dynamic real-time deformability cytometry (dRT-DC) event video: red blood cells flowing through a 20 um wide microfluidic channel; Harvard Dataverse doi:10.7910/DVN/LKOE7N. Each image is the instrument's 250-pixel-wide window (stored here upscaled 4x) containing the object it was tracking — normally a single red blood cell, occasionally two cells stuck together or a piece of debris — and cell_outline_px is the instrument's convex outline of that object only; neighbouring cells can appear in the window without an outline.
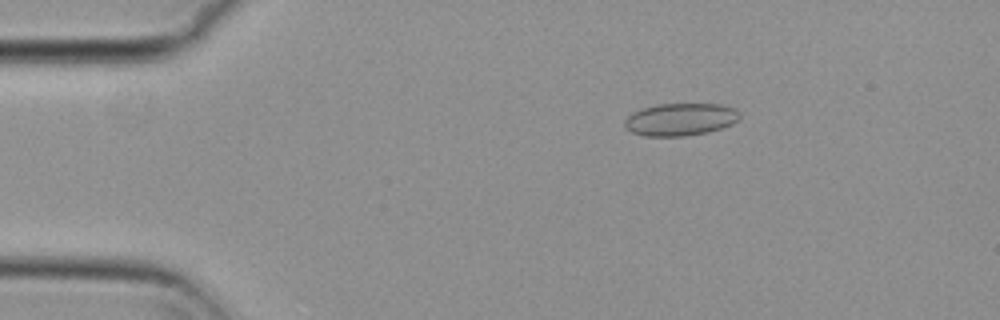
{"species": "common noctule bat (a hibernating species)", "species_latin": "Nyctalus noctula", "temperature_condition": "cold", "stored_images_in_passage": 51, "camera_frame_rate_fps": 3000, "um_per_image_px": 0.085, "animal": {"sex": "female", "body_mass_g": 29.2, "forearm_length_mm": 56.3}, "frame": {"image": 1, "passage_image": 5, "time_ms": 1.333, "image_size_px": [1000, 320], "cell_outline_px": [[740, 116], [732, 124], [708, 132], [684, 136], [644, 136], [632, 132], [624, 128], [624, 120], [632, 112], [640, 108], [656, 104], [720, 104], [736, 108], [740, 112]], "centroid_in_image_um": [57.8, 10.14], "position_along_channel_um": 27.2, "area_um2": 21.96}}
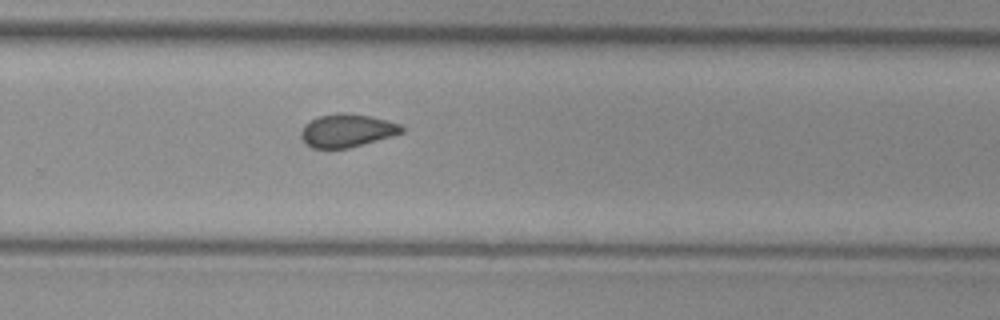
{"frame": {"image": 2, "passage_image": 32, "time_ms": 10.333, "image_size_px": [1000, 320], "cell_outline_px": [[404, 132], [348, 148], [312, 148], [300, 136], [300, 132], [304, 124], [316, 116], [344, 112], [372, 116], [400, 124], [404, 128]], "centroid_in_image_um": [29.47, 11.08], "position_along_channel_um": 300.3, "area_um2": 19.31}}
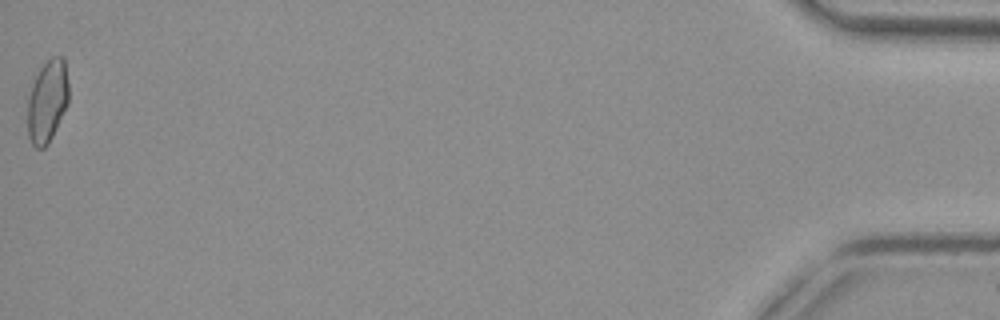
{"frame": {"image": 3, "passage_image": 51, "time_ms": 16.667, "image_size_px": [1000, 320], "cell_outline_px": [[68, 104], [48, 144], [44, 148], [36, 148], [32, 144], [28, 136], [28, 96], [32, 84], [40, 68], [52, 56], [60, 56], [64, 60], [68, 84]], "centroid_in_image_um": [4.02, 8.62], "position_along_channel_um": 431.2, "area_um2": 19.59}, "authors_computed_cell_mechanics": {"area_um2": 19.5942, "velocity_mm_per_s": 3.7199, "shape_relaxation_time_tau1_ms": null, "shape_relaxation_time_tau2_ms": 1.9583, "deformation_change_tau1": null, "deformation_change_tau2": 0.0653}}